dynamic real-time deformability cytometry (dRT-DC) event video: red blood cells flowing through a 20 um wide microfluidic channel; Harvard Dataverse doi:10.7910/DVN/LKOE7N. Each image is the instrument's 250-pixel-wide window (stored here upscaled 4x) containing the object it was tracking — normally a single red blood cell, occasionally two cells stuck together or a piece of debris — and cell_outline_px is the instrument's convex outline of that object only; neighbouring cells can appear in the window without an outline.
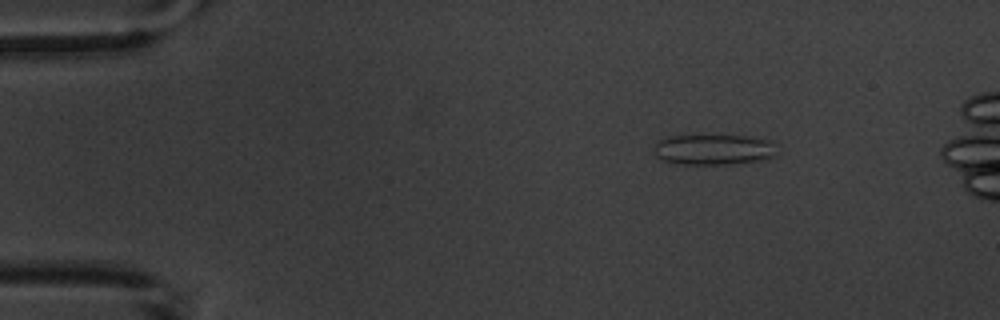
{"species": "common noctule bat (a hibernating species)", "species_latin": "Nyctalus noctula", "temperature_condition": "warm", "stored_images_in_passage": 4, "camera_frame_rate_fps": 3000, "um_per_image_px": 0.085, "animal": {"sex": "male", "body_mass_g": 20.1, "forearm_length_mm": 53.5}, "frame": {"image": 1, "passage_image": 1, "time_ms": 0.0, "image_size_px": [1000, 320], "cell_outline_px": [[776, 156], [764, 160], [728, 164], [684, 164], [664, 160], [656, 156], [656, 144], [660, 140], [668, 136], [752, 136], [772, 140]], "centroid_in_image_um": [60.73, 12.71], "position_along_channel_um": 24.3, "area_um2": 21.68}}